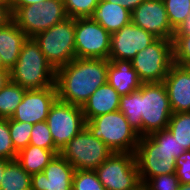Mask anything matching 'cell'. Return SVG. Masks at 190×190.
Returning <instances> with one entry per match:
<instances>
[{
	"label": "cell",
	"mask_w": 190,
	"mask_h": 190,
	"mask_svg": "<svg viewBox=\"0 0 190 190\" xmlns=\"http://www.w3.org/2000/svg\"><path fill=\"white\" fill-rule=\"evenodd\" d=\"M107 59L75 58L56 69L55 86L60 101L83 106L107 82Z\"/></svg>",
	"instance_id": "6da1fadb"
},
{
	"label": "cell",
	"mask_w": 190,
	"mask_h": 190,
	"mask_svg": "<svg viewBox=\"0 0 190 190\" xmlns=\"http://www.w3.org/2000/svg\"><path fill=\"white\" fill-rule=\"evenodd\" d=\"M11 82L26 90L55 86L56 70L47 61L33 37L22 44L18 61L10 69Z\"/></svg>",
	"instance_id": "7a4b0ae2"
},
{
	"label": "cell",
	"mask_w": 190,
	"mask_h": 190,
	"mask_svg": "<svg viewBox=\"0 0 190 190\" xmlns=\"http://www.w3.org/2000/svg\"><path fill=\"white\" fill-rule=\"evenodd\" d=\"M85 127L114 152L135 153L140 136L129 125L121 111L96 116L85 122Z\"/></svg>",
	"instance_id": "3957f363"
},
{
	"label": "cell",
	"mask_w": 190,
	"mask_h": 190,
	"mask_svg": "<svg viewBox=\"0 0 190 190\" xmlns=\"http://www.w3.org/2000/svg\"><path fill=\"white\" fill-rule=\"evenodd\" d=\"M74 35L75 18L68 17L33 38L56 70L76 58Z\"/></svg>",
	"instance_id": "277c9868"
},
{
	"label": "cell",
	"mask_w": 190,
	"mask_h": 190,
	"mask_svg": "<svg viewBox=\"0 0 190 190\" xmlns=\"http://www.w3.org/2000/svg\"><path fill=\"white\" fill-rule=\"evenodd\" d=\"M140 113L142 136L167 129L173 111L163 82L142 83Z\"/></svg>",
	"instance_id": "5b68a950"
},
{
	"label": "cell",
	"mask_w": 190,
	"mask_h": 190,
	"mask_svg": "<svg viewBox=\"0 0 190 190\" xmlns=\"http://www.w3.org/2000/svg\"><path fill=\"white\" fill-rule=\"evenodd\" d=\"M12 20L27 37L48 30L68 18L63 0H46L42 4L11 7Z\"/></svg>",
	"instance_id": "8992f818"
},
{
	"label": "cell",
	"mask_w": 190,
	"mask_h": 190,
	"mask_svg": "<svg viewBox=\"0 0 190 190\" xmlns=\"http://www.w3.org/2000/svg\"><path fill=\"white\" fill-rule=\"evenodd\" d=\"M131 62L142 83L163 82L173 64V40L157 38Z\"/></svg>",
	"instance_id": "52a82bcc"
},
{
	"label": "cell",
	"mask_w": 190,
	"mask_h": 190,
	"mask_svg": "<svg viewBox=\"0 0 190 190\" xmlns=\"http://www.w3.org/2000/svg\"><path fill=\"white\" fill-rule=\"evenodd\" d=\"M112 153L107 145L94 137L86 127L60 151V155L75 170H95Z\"/></svg>",
	"instance_id": "ba28073f"
},
{
	"label": "cell",
	"mask_w": 190,
	"mask_h": 190,
	"mask_svg": "<svg viewBox=\"0 0 190 190\" xmlns=\"http://www.w3.org/2000/svg\"><path fill=\"white\" fill-rule=\"evenodd\" d=\"M95 172L105 190H135L142 184L135 153L114 152Z\"/></svg>",
	"instance_id": "9c48e42d"
},
{
	"label": "cell",
	"mask_w": 190,
	"mask_h": 190,
	"mask_svg": "<svg viewBox=\"0 0 190 190\" xmlns=\"http://www.w3.org/2000/svg\"><path fill=\"white\" fill-rule=\"evenodd\" d=\"M54 146L60 152L84 127L85 118L81 106L57 99L47 116Z\"/></svg>",
	"instance_id": "30bf717a"
},
{
	"label": "cell",
	"mask_w": 190,
	"mask_h": 190,
	"mask_svg": "<svg viewBox=\"0 0 190 190\" xmlns=\"http://www.w3.org/2000/svg\"><path fill=\"white\" fill-rule=\"evenodd\" d=\"M76 58L109 59L111 34L90 17L75 18Z\"/></svg>",
	"instance_id": "8fae6325"
},
{
	"label": "cell",
	"mask_w": 190,
	"mask_h": 190,
	"mask_svg": "<svg viewBox=\"0 0 190 190\" xmlns=\"http://www.w3.org/2000/svg\"><path fill=\"white\" fill-rule=\"evenodd\" d=\"M135 159L142 184L149 178L176 172V159L170 152L161 148V145H158L149 135L139 138Z\"/></svg>",
	"instance_id": "7c38bea8"
},
{
	"label": "cell",
	"mask_w": 190,
	"mask_h": 190,
	"mask_svg": "<svg viewBox=\"0 0 190 190\" xmlns=\"http://www.w3.org/2000/svg\"><path fill=\"white\" fill-rule=\"evenodd\" d=\"M156 39L152 33L130 22L111 34L108 60H131Z\"/></svg>",
	"instance_id": "4fadbf2b"
},
{
	"label": "cell",
	"mask_w": 190,
	"mask_h": 190,
	"mask_svg": "<svg viewBox=\"0 0 190 190\" xmlns=\"http://www.w3.org/2000/svg\"><path fill=\"white\" fill-rule=\"evenodd\" d=\"M131 22L157 38L173 40L175 31L169 24L163 0H144L131 12Z\"/></svg>",
	"instance_id": "5bb4252c"
},
{
	"label": "cell",
	"mask_w": 190,
	"mask_h": 190,
	"mask_svg": "<svg viewBox=\"0 0 190 190\" xmlns=\"http://www.w3.org/2000/svg\"><path fill=\"white\" fill-rule=\"evenodd\" d=\"M58 99L56 86L26 90L11 119L36 124L46 121L51 106Z\"/></svg>",
	"instance_id": "9a60e30c"
},
{
	"label": "cell",
	"mask_w": 190,
	"mask_h": 190,
	"mask_svg": "<svg viewBox=\"0 0 190 190\" xmlns=\"http://www.w3.org/2000/svg\"><path fill=\"white\" fill-rule=\"evenodd\" d=\"M74 167L60 154L42 172L31 175V190H73Z\"/></svg>",
	"instance_id": "2e32d148"
},
{
	"label": "cell",
	"mask_w": 190,
	"mask_h": 190,
	"mask_svg": "<svg viewBox=\"0 0 190 190\" xmlns=\"http://www.w3.org/2000/svg\"><path fill=\"white\" fill-rule=\"evenodd\" d=\"M163 83L173 113L190 112V68L173 63Z\"/></svg>",
	"instance_id": "e0dca14e"
},
{
	"label": "cell",
	"mask_w": 190,
	"mask_h": 190,
	"mask_svg": "<svg viewBox=\"0 0 190 190\" xmlns=\"http://www.w3.org/2000/svg\"><path fill=\"white\" fill-rule=\"evenodd\" d=\"M107 83L120 96L128 95L142 85V81L132 67L131 60H108Z\"/></svg>",
	"instance_id": "ac0fdd59"
},
{
	"label": "cell",
	"mask_w": 190,
	"mask_h": 190,
	"mask_svg": "<svg viewBox=\"0 0 190 190\" xmlns=\"http://www.w3.org/2000/svg\"><path fill=\"white\" fill-rule=\"evenodd\" d=\"M120 95L107 82L101 85L81 107L85 121L119 110Z\"/></svg>",
	"instance_id": "d6986e66"
},
{
	"label": "cell",
	"mask_w": 190,
	"mask_h": 190,
	"mask_svg": "<svg viewBox=\"0 0 190 190\" xmlns=\"http://www.w3.org/2000/svg\"><path fill=\"white\" fill-rule=\"evenodd\" d=\"M90 18L112 34L131 22V11L121 4L100 0Z\"/></svg>",
	"instance_id": "ffe728a7"
},
{
	"label": "cell",
	"mask_w": 190,
	"mask_h": 190,
	"mask_svg": "<svg viewBox=\"0 0 190 190\" xmlns=\"http://www.w3.org/2000/svg\"><path fill=\"white\" fill-rule=\"evenodd\" d=\"M27 38L13 20L0 28V56L9 70L18 61L22 44Z\"/></svg>",
	"instance_id": "44dd1931"
},
{
	"label": "cell",
	"mask_w": 190,
	"mask_h": 190,
	"mask_svg": "<svg viewBox=\"0 0 190 190\" xmlns=\"http://www.w3.org/2000/svg\"><path fill=\"white\" fill-rule=\"evenodd\" d=\"M56 154L52 150L28 145L18 152L16 160L30 175L42 172Z\"/></svg>",
	"instance_id": "7402d4cb"
},
{
	"label": "cell",
	"mask_w": 190,
	"mask_h": 190,
	"mask_svg": "<svg viewBox=\"0 0 190 190\" xmlns=\"http://www.w3.org/2000/svg\"><path fill=\"white\" fill-rule=\"evenodd\" d=\"M0 190H31V175L15 160H10L5 167Z\"/></svg>",
	"instance_id": "603a6c76"
},
{
	"label": "cell",
	"mask_w": 190,
	"mask_h": 190,
	"mask_svg": "<svg viewBox=\"0 0 190 190\" xmlns=\"http://www.w3.org/2000/svg\"><path fill=\"white\" fill-rule=\"evenodd\" d=\"M119 111L123 113L129 125L142 136V114L140 113V88L120 97Z\"/></svg>",
	"instance_id": "cb8c5ba5"
},
{
	"label": "cell",
	"mask_w": 190,
	"mask_h": 190,
	"mask_svg": "<svg viewBox=\"0 0 190 190\" xmlns=\"http://www.w3.org/2000/svg\"><path fill=\"white\" fill-rule=\"evenodd\" d=\"M25 92L26 89L11 81L0 90V118L12 117Z\"/></svg>",
	"instance_id": "d4e9b609"
},
{
	"label": "cell",
	"mask_w": 190,
	"mask_h": 190,
	"mask_svg": "<svg viewBox=\"0 0 190 190\" xmlns=\"http://www.w3.org/2000/svg\"><path fill=\"white\" fill-rule=\"evenodd\" d=\"M167 129L181 147L190 150V112L172 113Z\"/></svg>",
	"instance_id": "484cf974"
},
{
	"label": "cell",
	"mask_w": 190,
	"mask_h": 190,
	"mask_svg": "<svg viewBox=\"0 0 190 190\" xmlns=\"http://www.w3.org/2000/svg\"><path fill=\"white\" fill-rule=\"evenodd\" d=\"M169 24L178 31L190 16V0H163Z\"/></svg>",
	"instance_id": "4316f807"
},
{
	"label": "cell",
	"mask_w": 190,
	"mask_h": 190,
	"mask_svg": "<svg viewBox=\"0 0 190 190\" xmlns=\"http://www.w3.org/2000/svg\"><path fill=\"white\" fill-rule=\"evenodd\" d=\"M32 128L33 124L9 118V132L12 144L17 152L29 145Z\"/></svg>",
	"instance_id": "83f0119b"
},
{
	"label": "cell",
	"mask_w": 190,
	"mask_h": 190,
	"mask_svg": "<svg viewBox=\"0 0 190 190\" xmlns=\"http://www.w3.org/2000/svg\"><path fill=\"white\" fill-rule=\"evenodd\" d=\"M29 145L52 150L56 155L60 154L54 146L53 137L46 121L38 122L33 125Z\"/></svg>",
	"instance_id": "f1b7e54d"
},
{
	"label": "cell",
	"mask_w": 190,
	"mask_h": 190,
	"mask_svg": "<svg viewBox=\"0 0 190 190\" xmlns=\"http://www.w3.org/2000/svg\"><path fill=\"white\" fill-rule=\"evenodd\" d=\"M72 189L105 190V187L99 181L95 170H75Z\"/></svg>",
	"instance_id": "f546056e"
},
{
	"label": "cell",
	"mask_w": 190,
	"mask_h": 190,
	"mask_svg": "<svg viewBox=\"0 0 190 190\" xmlns=\"http://www.w3.org/2000/svg\"><path fill=\"white\" fill-rule=\"evenodd\" d=\"M173 63L190 66V34H174Z\"/></svg>",
	"instance_id": "4dcf8cb0"
},
{
	"label": "cell",
	"mask_w": 190,
	"mask_h": 190,
	"mask_svg": "<svg viewBox=\"0 0 190 190\" xmlns=\"http://www.w3.org/2000/svg\"><path fill=\"white\" fill-rule=\"evenodd\" d=\"M100 0H63L70 18L90 17Z\"/></svg>",
	"instance_id": "1f68e13d"
},
{
	"label": "cell",
	"mask_w": 190,
	"mask_h": 190,
	"mask_svg": "<svg viewBox=\"0 0 190 190\" xmlns=\"http://www.w3.org/2000/svg\"><path fill=\"white\" fill-rule=\"evenodd\" d=\"M161 148L167 150L176 159L186 150L181 147L176 138L168 129H163L160 131H155L149 135Z\"/></svg>",
	"instance_id": "d6a6232c"
},
{
	"label": "cell",
	"mask_w": 190,
	"mask_h": 190,
	"mask_svg": "<svg viewBox=\"0 0 190 190\" xmlns=\"http://www.w3.org/2000/svg\"><path fill=\"white\" fill-rule=\"evenodd\" d=\"M18 152L15 150L9 132V118H0V158L15 160Z\"/></svg>",
	"instance_id": "836d02e7"
},
{
	"label": "cell",
	"mask_w": 190,
	"mask_h": 190,
	"mask_svg": "<svg viewBox=\"0 0 190 190\" xmlns=\"http://www.w3.org/2000/svg\"><path fill=\"white\" fill-rule=\"evenodd\" d=\"M144 185L148 190H178L180 182L176 173H171L149 178Z\"/></svg>",
	"instance_id": "e575fe53"
},
{
	"label": "cell",
	"mask_w": 190,
	"mask_h": 190,
	"mask_svg": "<svg viewBox=\"0 0 190 190\" xmlns=\"http://www.w3.org/2000/svg\"><path fill=\"white\" fill-rule=\"evenodd\" d=\"M175 168L180 184H190V150L176 158Z\"/></svg>",
	"instance_id": "d590c367"
},
{
	"label": "cell",
	"mask_w": 190,
	"mask_h": 190,
	"mask_svg": "<svg viewBox=\"0 0 190 190\" xmlns=\"http://www.w3.org/2000/svg\"><path fill=\"white\" fill-rule=\"evenodd\" d=\"M12 20L11 5H0V28Z\"/></svg>",
	"instance_id": "8d00e7d4"
},
{
	"label": "cell",
	"mask_w": 190,
	"mask_h": 190,
	"mask_svg": "<svg viewBox=\"0 0 190 190\" xmlns=\"http://www.w3.org/2000/svg\"><path fill=\"white\" fill-rule=\"evenodd\" d=\"M108 2H112L113 4H121L124 8L129 11H133L137 8L144 0H106Z\"/></svg>",
	"instance_id": "74e56055"
},
{
	"label": "cell",
	"mask_w": 190,
	"mask_h": 190,
	"mask_svg": "<svg viewBox=\"0 0 190 190\" xmlns=\"http://www.w3.org/2000/svg\"><path fill=\"white\" fill-rule=\"evenodd\" d=\"M46 0H11V7H23L32 4H42Z\"/></svg>",
	"instance_id": "f35d334b"
},
{
	"label": "cell",
	"mask_w": 190,
	"mask_h": 190,
	"mask_svg": "<svg viewBox=\"0 0 190 190\" xmlns=\"http://www.w3.org/2000/svg\"><path fill=\"white\" fill-rule=\"evenodd\" d=\"M11 81L10 70H0V90Z\"/></svg>",
	"instance_id": "ab89813d"
},
{
	"label": "cell",
	"mask_w": 190,
	"mask_h": 190,
	"mask_svg": "<svg viewBox=\"0 0 190 190\" xmlns=\"http://www.w3.org/2000/svg\"><path fill=\"white\" fill-rule=\"evenodd\" d=\"M175 34H190V16Z\"/></svg>",
	"instance_id": "60d3db41"
},
{
	"label": "cell",
	"mask_w": 190,
	"mask_h": 190,
	"mask_svg": "<svg viewBox=\"0 0 190 190\" xmlns=\"http://www.w3.org/2000/svg\"><path fill=\"white\" fill-rule=\"evenodd\" d=\"M9 161H10V160H8V159L0 158V183H1V180H2V178H3V174H4L5 167L7 166V163H8Z\"/></svg>",
	"instance_id": "b9f144b4"
},
{
	"label": "cell",
	"mask_w": 190,
	"mask_h": 190,
	"mask_svg": "<svg viewBox=\"0 0 190 190\" xmlns=\"http://www.w3.org/2000/svg\"><path fill=\"white\" fill-rule=\"evenodd\" d=\"M178 190H190V184H180Z\"/></svg>",
	"instance_id": "7bdbcfd3"
},
{
	"label": "cell",
	"mask_w": 190,
	"mask_h": 190,
	"mask_svg": "<svg viewBox=\"0 0 190 190\" xmlns=\"http://www.w3.org/2000/svg\"><path fill=\"white\" fill-rule=\"evenodd\" d=\"M0 70H9V69L4 65L1 56H0Z\"/></svg>",
	"instance_id": "ee69618b"
},
{
	"label": "cell",
	"mask_w": 190,
	"mask_h": 190,
	"mask_svg": "<svg viewBox=\"0 0 190 190\" xmlns=\"http://www.w3.org/2000/svg\"><path fill=\"white\" fill-rule=\"evenodd\" d=\"M0 5H11V0H0Z\"/></svg>",
	"instance_id": "f6af8a7d"
},
{
	"label": "cell",
	"mask_w": 190,
	"mask_h": 190,
	"mask_svg": "<svg viewBox=\"0 0 190 190\" xmlns=\"http://www.w3.org/2000/svg\"><path fill=\"white\" fill-rule=\"evenodd\" d=\"M135 190H148V189L144 184H141Z\"/></svg>",
	"instance_id": "bcb514c9"
}]
</instances>
